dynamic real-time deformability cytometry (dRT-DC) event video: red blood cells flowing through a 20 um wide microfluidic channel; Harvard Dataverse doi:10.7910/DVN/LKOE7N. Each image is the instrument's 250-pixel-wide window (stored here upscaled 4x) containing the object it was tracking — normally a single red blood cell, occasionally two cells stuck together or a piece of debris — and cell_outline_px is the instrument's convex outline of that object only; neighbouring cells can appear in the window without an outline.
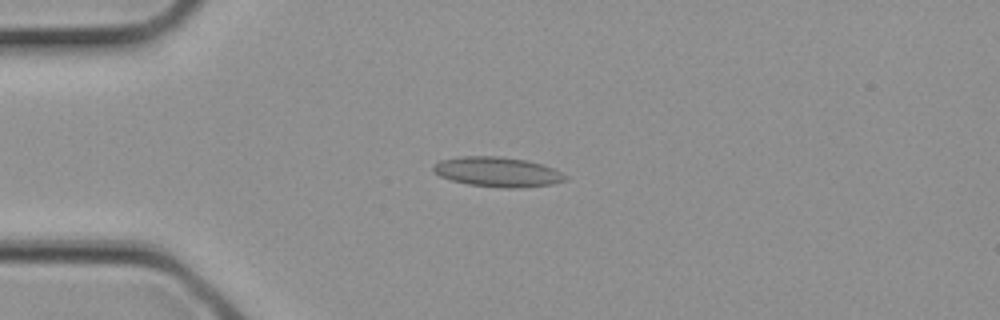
{"species": "common noctule bat (a hibernating species)", "species_latin": "Nyctalus noctula", "temperature_condition": "cold", "stored_images_in_passage": 3, "camera_frame_rate_fps": 3000, "um_per_image_px": 0.085, "animal": {"sex": "female", "body_mass_g": 21.9}, "frame": {"image": 1, "passage_image": 3, "time_ms": 0.667, "image_size_px": [1000, 320], "cell_outline_px": [[568, 180], [552, 184], [520, 188], [504, 188], [468, 184], [452, 180], [440, 176], [432, 168], [432, 164], [440, 160], [460, 156], [500, 156], [528, 160], [544, 164], [568, 176]], "centroid_in_image_um": [42.31, 14.6], "position_along_channel_um": 42.7, "area_um2": 23.12}}